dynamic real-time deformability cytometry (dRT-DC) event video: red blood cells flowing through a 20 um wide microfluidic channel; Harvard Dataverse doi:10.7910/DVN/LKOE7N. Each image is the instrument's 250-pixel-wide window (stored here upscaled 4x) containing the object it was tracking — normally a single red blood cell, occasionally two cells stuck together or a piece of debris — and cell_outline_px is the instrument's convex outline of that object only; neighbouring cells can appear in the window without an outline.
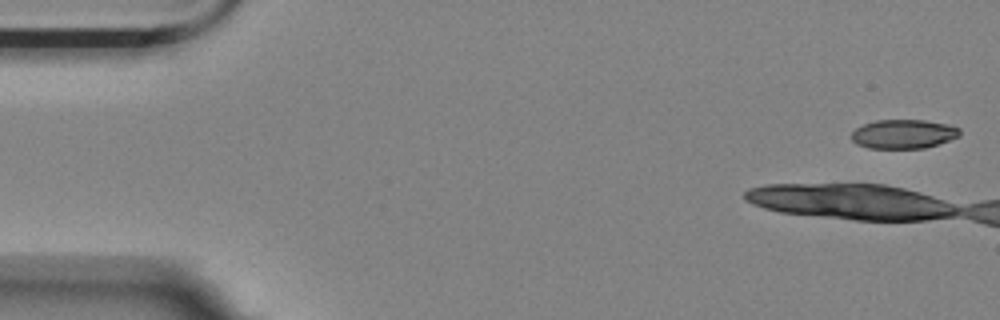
{"species": "Egyptian fruit bat (a non-hibernating species)", "species_latin": "Rousettus aegyptiacus", "temperature_condition": "room temperature", "stored_images_in_passage": 5, "camera_frame_rate_fps": 3000, "um_per_image_px": 0.085, "animal": {"sex": "female"}, "frame": {"image": 1, "passage_image": 1, "time_ms": 0.0, "image_size_px": [1000, 320], "cell_outline_px": [[960, 136], [924, 148], [868, 148], [856, 144], [852, 140], [852, 132], [856, 128], [864, 124], [876, 120], [924, 120], [948, 124], [960, 128]], "centroid_in_image_um": [76.79, 11.38], "position_along_channel_um": 8.2, "area_um2": 18.26}}